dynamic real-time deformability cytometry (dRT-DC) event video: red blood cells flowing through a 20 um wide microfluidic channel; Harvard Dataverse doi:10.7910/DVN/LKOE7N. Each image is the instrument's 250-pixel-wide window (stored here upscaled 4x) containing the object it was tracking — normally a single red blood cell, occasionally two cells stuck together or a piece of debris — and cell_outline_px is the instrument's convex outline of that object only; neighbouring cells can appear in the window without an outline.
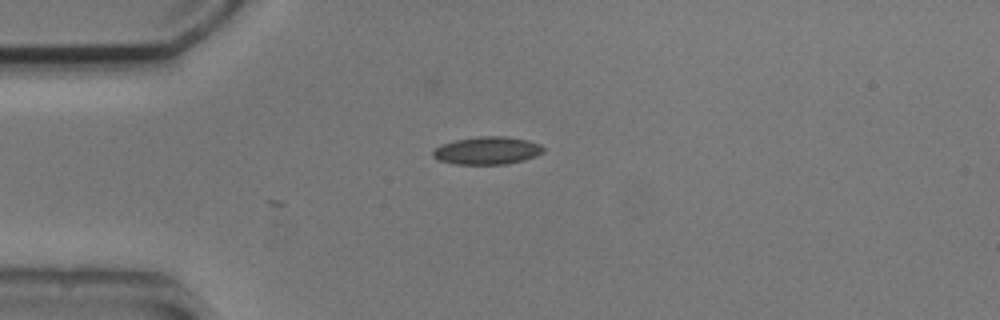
{"species": "common noctule bat (a hibernating species)", "species_latin": "Nyctalus noctula", "temperature_condition": "cold", "stored_images_in_passage": 3, "camera_frame_rate_fps": 3000, "um_per_image_px": 0.085, "animal": {"sex": "male", "body_mass_g": 20.5, "forearm_length_mm": 52.5}, "frame": {"image": 1, "passage_image": 1, "time_ms": 0.0, "image_size_px": [1000, 320], "cell_outline_px": [[544, 152], [536, 156], [524, 160], [508, 164], [456, 164], [436, 160], [432, 156], [432, 152], [440, 144], [456, 140], [476, 136], [504, 136], [528, 140], [540, 144], [544, 148]], "centroid_in_image_um": [41.4, 12.8], "position_along_channel_um": 43.6, "area_um2": 18.03}}